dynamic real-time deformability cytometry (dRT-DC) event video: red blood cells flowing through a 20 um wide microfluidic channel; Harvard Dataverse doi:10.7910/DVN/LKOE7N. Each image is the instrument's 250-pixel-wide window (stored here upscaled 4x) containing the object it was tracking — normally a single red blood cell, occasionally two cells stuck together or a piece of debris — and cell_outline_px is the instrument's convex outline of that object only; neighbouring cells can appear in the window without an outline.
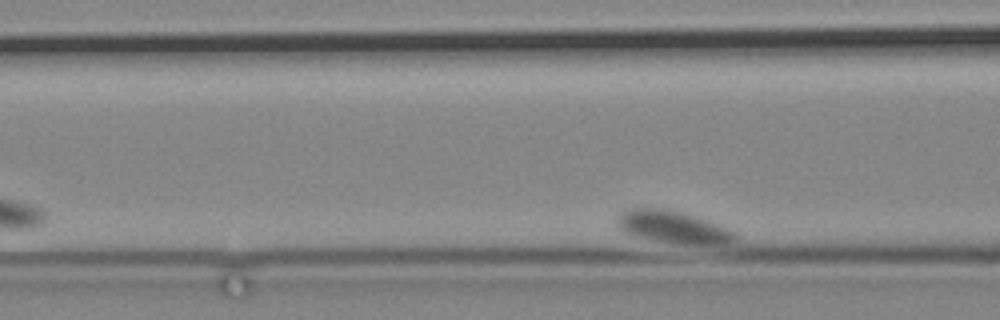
{"species": "common noctule bat (a hibernating species)", "species_latin": "Nyctalus noctula", "temperature_condition": "cold", "stored_images_in_passage": 48, "camera_frame_rate_fps": 3000, "um_per_image_px": 0.085, "animal": {"sex": "male", "body_mass_g": 19.2, "forearm_length_mm": 51.8}, "frame": {"image": 1, "passage_image": 9, "time_ms": 2.667, "image_size_px": [1000, 320], "cell_outline_px": [[736, 240], [724, 244], [684, 244], [652, 240], [636, 236], [624, 232], [616, 224], [616, 216], [628, 208], [668, 208], [684, 212], [720, 224], [736, 232]], "centroid_in_image_um": [57.2, 19.28], "position_along_channel_um": 109.4, "area_um2": 22.6}}
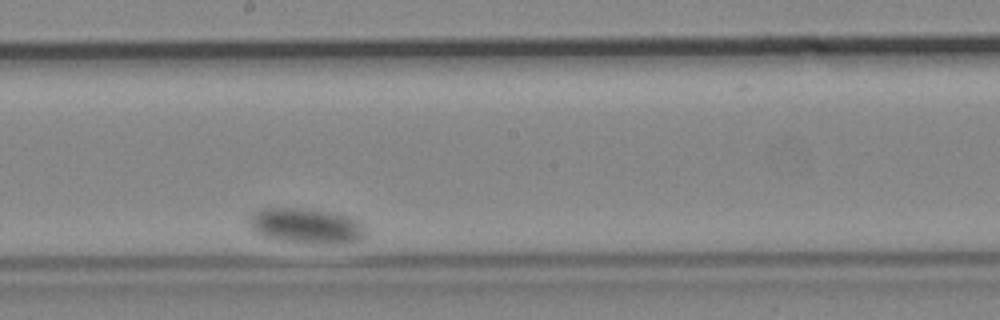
{"frame": {"image": 2, "passage_image": 27, "time_ms": 8.667, "image_size_px": [1000, 320], "cell_outline_px": [[368, 232], [360, 240], [348, 244], [312, 244], [280, 240], [264, 236], [252, 232], [248, 224], [248, 220], [260, 208], [304, 208], [332, 212], [352, 216], [360, 220]], "centroid_in_image_um": [26.1, 19.21], "position_along_channel_um": 222.1, "area_um2": 24.68}}
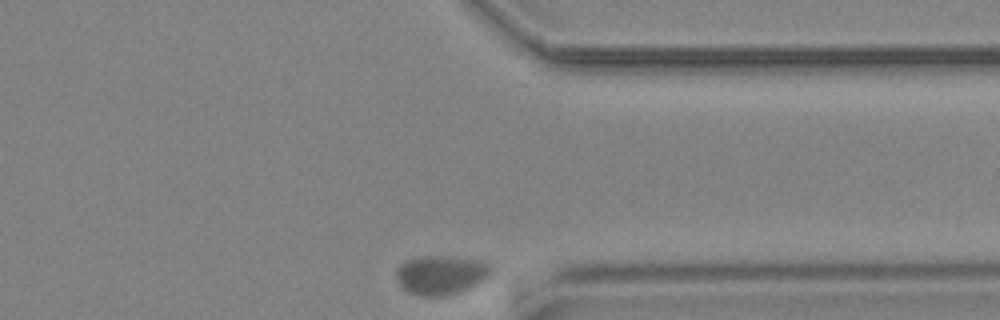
{"frame": {"image": 3, "passage_image": 48, "time_ms": 15.667, "image_size_px": [1000, 320], "cell_outline_px": [[488, 276], [476, 284], [460, 292], [444, 296], [420, 296], [408, 292], [400, 284], [396, 276], [396, 272], [400, 264], [408, 260], [424, 256], [440, 256], [484, 260], [488, 264]], "centroid_in_image_um": [37.45, 23.37], "position_along_channel_um": 374.0, "area_um2": 21.21}}